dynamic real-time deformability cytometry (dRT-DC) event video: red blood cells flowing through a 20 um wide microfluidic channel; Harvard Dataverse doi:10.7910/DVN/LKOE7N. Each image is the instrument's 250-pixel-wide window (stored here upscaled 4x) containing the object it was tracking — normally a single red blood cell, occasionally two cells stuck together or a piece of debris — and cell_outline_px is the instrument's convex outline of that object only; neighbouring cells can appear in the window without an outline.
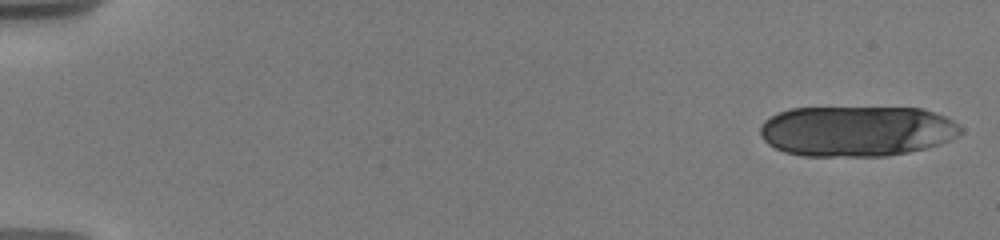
{"species": "human", "species_latin": "Homo sapiens", "temperature_condition": "warm", "stored_images_in_passage": 8, "camera_frame_rate_fps": 3000, "um_per_image_px": 0.085, "donor": {"sex": "male"}, "frame": {"image": 1, "passage_image": 1, "time_ms": 0.0, "image_size_px": [1000, 240], "cell_outline_px": [[960, 132], [956, 136], [948, 140], [924, 148], [908, 152], [888, 156], [804, 156], [784, 152], [768, 144], [760, 136], [760, 124], [764, 120], [780, 112], [792, 108], [920, 108], [944, 116], [952, 120], [960, 128]], "centroid_in_image_um": [72.75, 11.15], "position_along_channel_um": 12.2, "area_um2": 58.78}}